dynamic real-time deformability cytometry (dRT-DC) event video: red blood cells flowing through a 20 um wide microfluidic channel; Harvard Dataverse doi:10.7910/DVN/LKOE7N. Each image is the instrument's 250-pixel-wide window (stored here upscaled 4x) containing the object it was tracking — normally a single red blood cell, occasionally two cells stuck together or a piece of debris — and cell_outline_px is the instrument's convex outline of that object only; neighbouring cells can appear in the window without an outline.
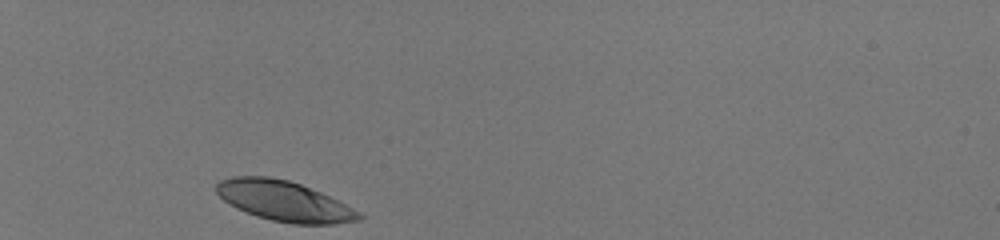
{"species": "human", "species_latin": "Homo sapiens", "temperature_condition": "room temperature", "stored_images_in_passage": 30, "camera_frame_rate_fps": 3000, "um_per_image_px": 0.085, "donor": {"sex": "male"}, "frame": {"image": 1, "passage_image": 1, "time_ms": 0.0, "image_size_px": [1000, 240], "cell_outline_px": [[364, 216], [360, 220], [332, 224], [292, 224], [272, 220], [256, 216], [236, 208], [224, 200], [216, 192], [216, 184], [220, 180], [232, 176], [268, 176], [288, 180], [300, 184], [320, 192], [360, 212]], "centroid_in_image_um": [24.12, 17.09], "position_along_channel_um": 60.9, "area_um2": 33.18}}
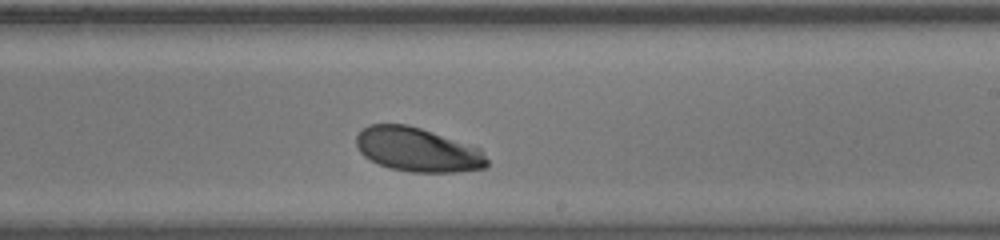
{"frame": {"image": 2, "passage_image": 18, "time_ms": 5.667, "image_size_px": [1000, 240], "cell_outline_px": [[488, 168], [456, 172], [408, 172], [392, 168], [380, 164], [364, 156], [360, 152], [356, 144], [356, 136], [368, 124], [408, 124], [480, 148], [488, 160]], "centroid_in_image_um": [35.51, 12.73], "position_along_channel_um": 253.5, "area_um2": 33.47}}
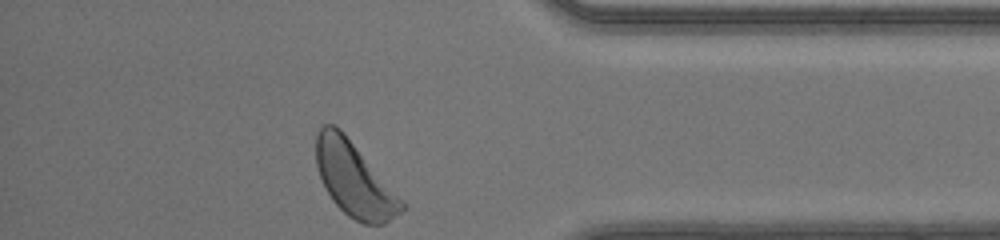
{"frame": {"image": 3, "passage_image": 30, "time_ms": 9.667, "image_size_px": [1000, 240], "cell_outline_px": [[404, 208], [400, 212], [384, 224], [364, 224], [348, 216], [332, 200], [320, 176], [316, 164], [316, 132], [324, 124], [332, 124], [340, 128], [344, 132], [404, 204]], "centroid_in_image_um": [30.05, 15.23], "position_along_channel_um": 405.2, "area_um2": 35.89}, "authors_computed_cell_mechanics": {"area_um2": 34.1598, "velocity_mm_per_s": 4.052, "shape_relaxation_time_tau1_ms": 1.4962, "shape_relaxation_time_tau2_ms": null, "deformation_change_tau1": 0.1115, "deformation_change_tau2": null}}